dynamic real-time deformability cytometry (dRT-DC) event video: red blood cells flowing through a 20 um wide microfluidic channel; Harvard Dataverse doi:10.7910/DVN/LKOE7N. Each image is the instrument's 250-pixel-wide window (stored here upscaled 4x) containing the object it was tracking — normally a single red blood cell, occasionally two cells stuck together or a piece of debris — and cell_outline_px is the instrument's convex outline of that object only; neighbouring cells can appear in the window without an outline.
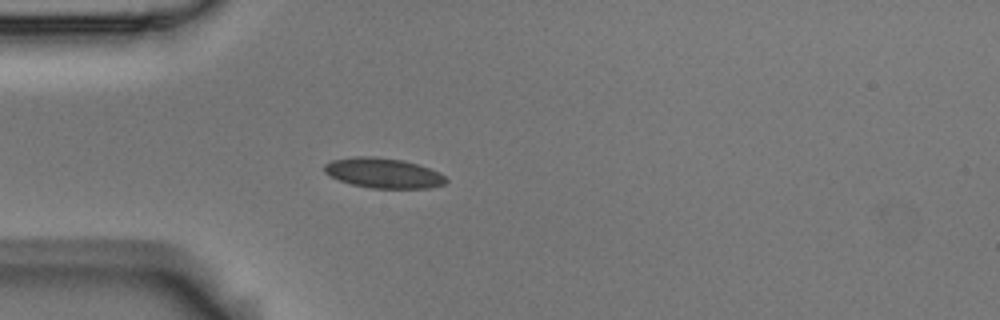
{"species": "Egyptian fruit bat (a non-hibernating species)", "species_latin": "Rousettus aegyptiacus", "temperature_condition": "room temperature", "stored_images_in_passage": 40, "camera_frame_rate_fps": 3000, "um_per_image_px": 0.085, "animal": {"sex": "male"}, "frame": {"image": 1, "passage_image": 1, "time_ms": 0.0, "image_size_px": [1000, 320], "cell_outline_px": [[448, 180], [444, 184], [432, 188], [372, 188], [352, 184], [328, 176], [324, 172], [324, 164], [332, 160], [356, 156], [372, 156], [404, 160], [440, 172]], "centroid_in_image_um": [32.58, 14.71], "position_along_channel_um": 52.4, "area_um2": 21.33}}
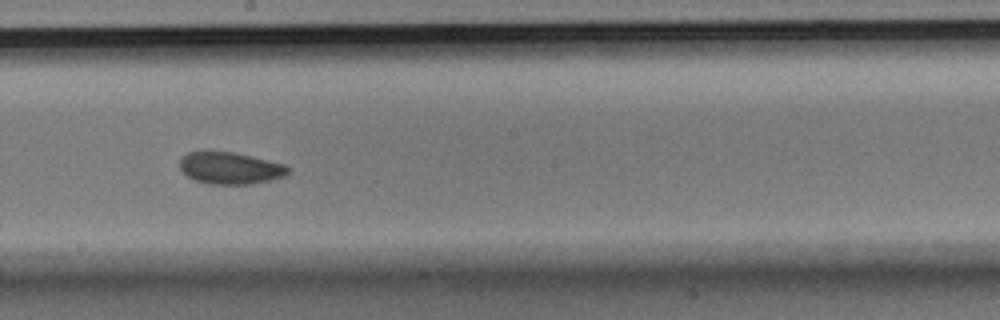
{"frame": {"image": 2, "passage_image": 16, "time_ms": 5.0, "image_size_px": [1000, 320], "cell_outline_px": [[288, 172], [284, 176], [252, 184], [208, 184], [196, 180], [188, 176], [180, 168], [180, 156], [188, 152], [232, 152], [252, 156], [284, 164], [288, 168]], "centroid_in_image_um": [19.54, 14.29], "position_along_channel_um": 228.7, "area_um2": 19.88}}
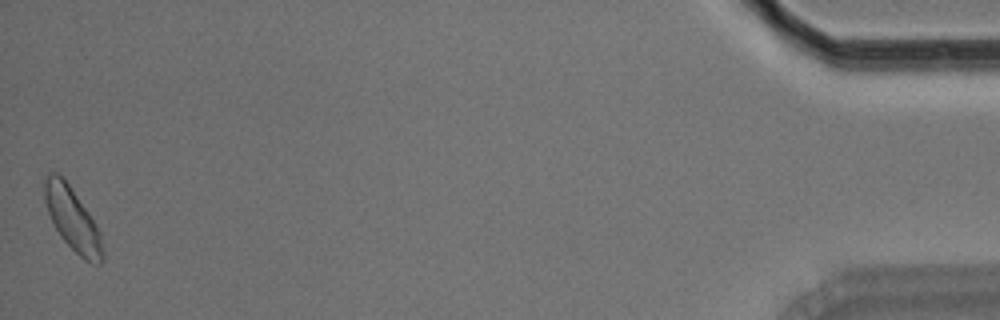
{"frame": {"image": 3, "passage_image": 40, "time_ms": 13.0, "image_size_px": [1000, 320], "cell_outline_px": [[104, 260], [100, 264], [92, 264], [84, 260], [60, 236], [48, 212], [44, 200], [44, 180], [52, 172], [56, 172], [68, 184], [88, 212], [100, 232], [104, 252]], "centroid_in_image_um": [6.18, 18.68], "position_along_channel_um": 429.0, "area_um2": 20.92}, "authors_computed_cell_mechanics": {"area_um2": 20.3167, "velocity_mm_per_s": 3.6726, "shape_relaxation_time_tau1_ms": 2.9347, "shape_relaxation_time_tau2_ms": 4.7264, "deformation_change_tau1": 0.0768, "deformation_change_tau2": 0.0585}}